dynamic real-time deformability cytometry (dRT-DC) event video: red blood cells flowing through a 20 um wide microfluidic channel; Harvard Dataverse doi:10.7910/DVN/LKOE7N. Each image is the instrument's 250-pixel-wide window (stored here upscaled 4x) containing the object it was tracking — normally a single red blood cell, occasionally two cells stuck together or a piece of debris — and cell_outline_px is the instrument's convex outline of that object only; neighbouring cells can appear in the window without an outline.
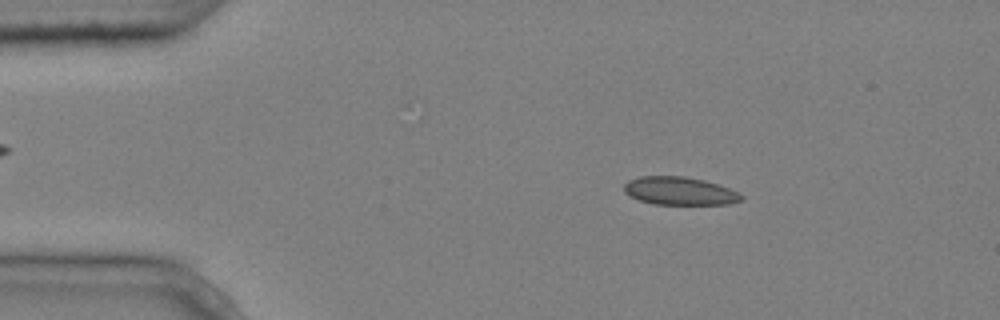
{"species": "common noctule bat (a hibernating species)", "species_latin": "Nyctalus noctula", "temperature_condition": "cold", "stored_images_in_passage": 5, "camera_frame_rate_fps": 3000, "um_per_image_px": 0.085, "animal": {"sex": "male", "body_mass_g": 20.4}, "frame": {"image": 1, "passage_image": 2, "time_ms": 0.333, "image_size_px": [1000, 320], "cell_outline_px": [[744, 200], [728, 204], [656, 204], [640, 200], [628, 196], [624, 192], [624, 184], [628, 180], [640, 176], [684, 176], [704, 180], [728, 188], [744, 196]], "centroid_in_image_um": [57.74, 16.23], "position_along_channel_um": 27.3, "area_um2": 19.13}}
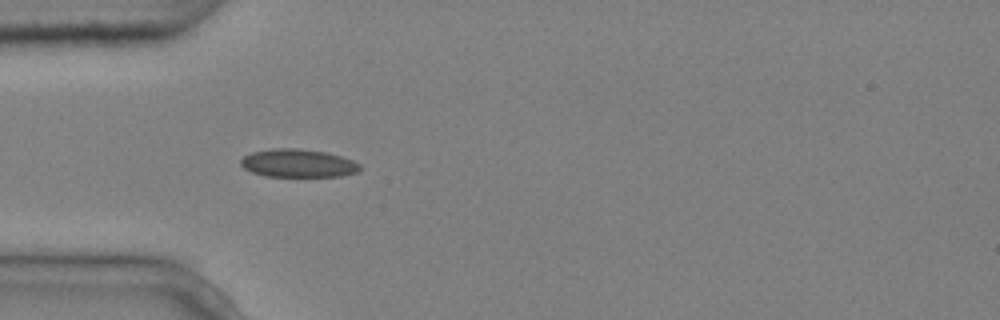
{"frame": {"image": 2, "passage_image": 4, "time_ms": 1.0, "image_size_px": [1000, 320], "cell_outline_px": [[360, 172], [340, 176], [264, 176], [252, 172], [244, 168], [240, 164], [240, 160], [244, 156], [252, 152], [272, 148], [296, 148], [324, 152], [340, 156], [352, 160], [360, 164]], "centroid_in_image_um": [25.32, 13.87], "position_along_channel_um": 59.7, "area_um2": 19.48}}